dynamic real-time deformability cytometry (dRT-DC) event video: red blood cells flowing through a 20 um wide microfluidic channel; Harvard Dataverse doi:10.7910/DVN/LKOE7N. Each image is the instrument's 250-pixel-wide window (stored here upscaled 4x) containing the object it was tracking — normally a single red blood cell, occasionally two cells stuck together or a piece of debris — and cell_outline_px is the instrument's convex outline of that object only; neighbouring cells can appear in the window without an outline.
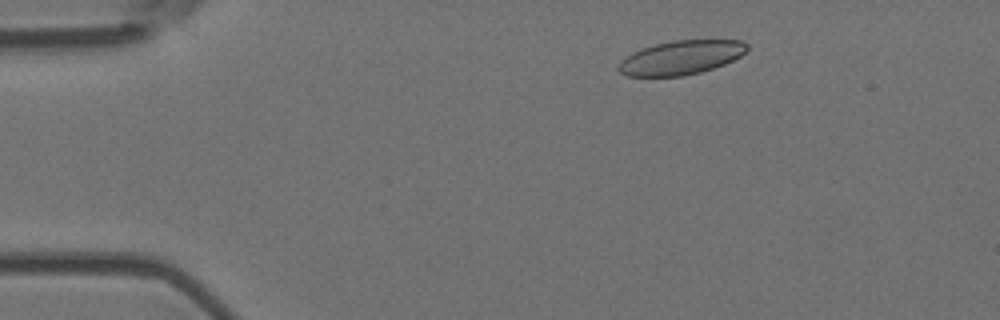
{"species": "Egyptian fruit bat (a non-hibernating species)", "species_latin": "Rousettus aegyptiacus", "temperature_condition": "room temperature", "stored_images_in_passage": 53, "camera_frame_rate_fps": 3000, "um_per_image_px": 0.085, "animal": {"sex": "female"}, "frame": {"image": 1, "passage_image": 7, "time_ms": 2.0, "image_size_px": [1000, 320], "cell_outline_px": [[748, 48], [740, 56], [724, 64], [700, 72], [684, 76], [628, 76], [620, 72], [616, 68], [620, 60], [632, 52], [656, 44], [672, 40], [740, 40], [748, 44]], "centroid_in_image_um": [57.86, 4.89], "position_along_channel_um": 27.1, "area_um2": 25.37}}
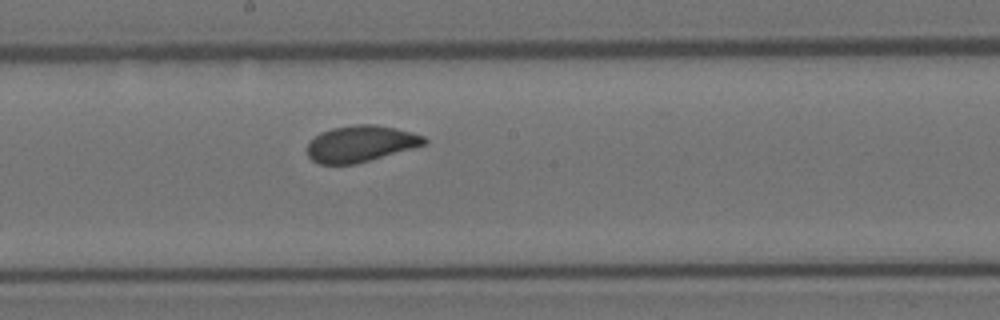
{"frame": {"image": 2, "passage_image": 28, "time_ms": 9.0, "image_size_px": [1000, 320], "cell_outline_px": [[428, 144], [356, 164], [320, 164], [312, 160], [308, 156], [308, 140], [320, 132], [332, 128], [352, 124], [376, 124], [396, 128], [412, 132], [424, 136], [428, 140]], "centroid_in_image_um": [30.66, 12.2], "position_along_channel_um": 217.5, "area_um2": 25.09}}
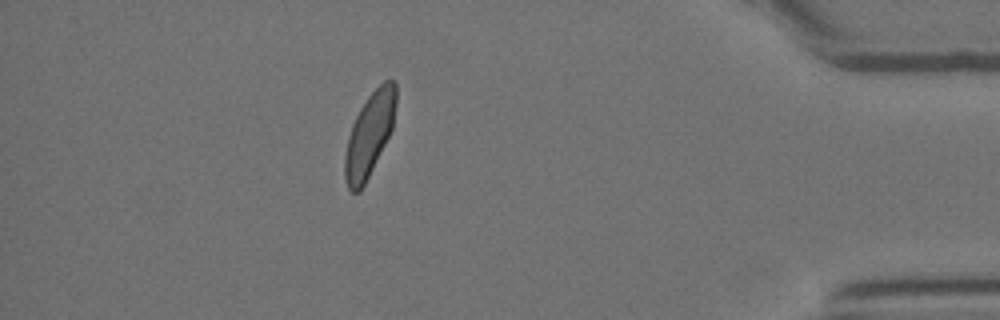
{"frame": {"image": 3, "passage_image": 47, "time_ms": 15.333, "image_size_px": [1000, 320], "cell_outline_px": [[396, 104], [392, 128], [360, 192], [352, 192], [348, 188], [344, 176], [344, 156], [348, 136], [352, 124], [360, 108], [368, 96], [384, 80], [392, 80], [396, 84]], "centroid_in_image_um": [31.38, 11.42], "position_along_channel_um": 403.8, "area_um2": 24.45}, "authors_computed_cell_mechanics": {"area_um2": 25.3742, "velocity_mm_per_s": 3.6403, "shape_relaxation_time_tau1_ms": 3.8081, "shape_relaxation_time_tau2_ms": 0.6317, "deformation_change_tau1": 0.102, "deformation_change_tau2": 0.0429}}